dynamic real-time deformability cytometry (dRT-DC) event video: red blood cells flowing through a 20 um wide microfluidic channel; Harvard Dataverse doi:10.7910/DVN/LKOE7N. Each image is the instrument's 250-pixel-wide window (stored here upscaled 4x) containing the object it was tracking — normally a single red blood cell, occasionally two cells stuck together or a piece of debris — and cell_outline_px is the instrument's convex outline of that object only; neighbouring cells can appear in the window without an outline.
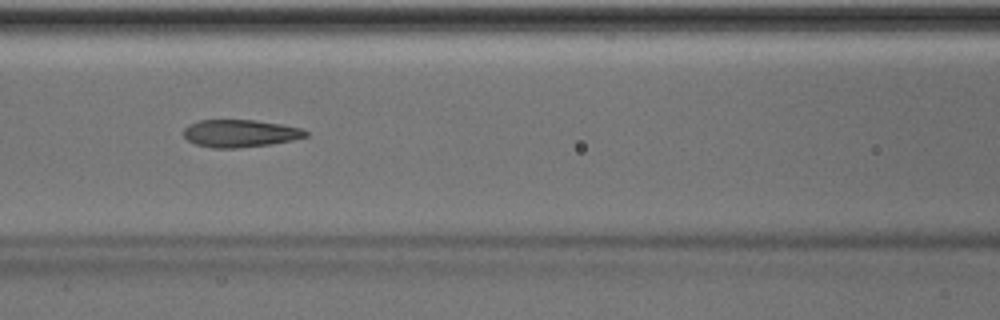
{"species": "Egyptian fruit bat (a non-hibernating species)", "species_latin": "Rousettus aegyptiacus", "temperature_condition": "room temperature", "stored_images_in_passage": 26, "camera_frame_rate_fps": 3000, "um_per_image_px": 0.085, "animal": {"sex": "male"}, "frame": {"image": 1, "passage_image": 12, "time_ms": 3.667, "image_size_px": [1000, 320], "cell_outline_px": [[308, 136], [292, 140], [268, 144], [236, 148], [212, 148], [196, 144], [188, 140], [184, 136], [184, 128], [188, 124], [200, 120], [256, 120], [280, 124], [300, 128], [308, 132]], "centroid_in_image_um": [20.38, 11.33], "position_along_channel_um": 146.2, "area_um2": 19.42}}